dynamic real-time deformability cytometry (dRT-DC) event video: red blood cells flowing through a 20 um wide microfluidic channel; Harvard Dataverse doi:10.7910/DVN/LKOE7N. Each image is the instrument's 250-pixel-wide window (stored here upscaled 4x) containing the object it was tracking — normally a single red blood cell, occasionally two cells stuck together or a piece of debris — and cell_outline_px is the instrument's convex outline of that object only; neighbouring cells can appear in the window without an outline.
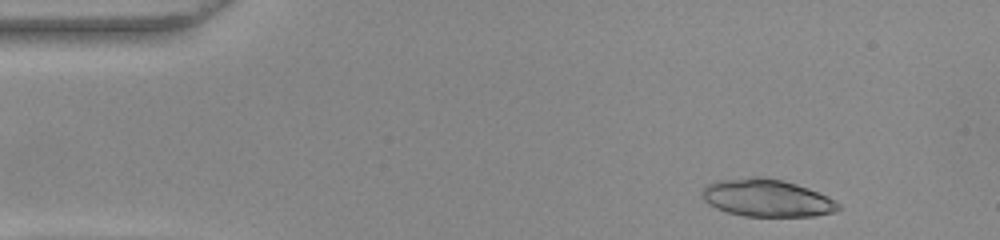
{"species": "common noctule bat (a hibernating species)", "species_latin": "Nyctalus noctula", "temperature_condition": "warm", "stored_images_in_passage": 49, "camera_frame_rate_fps": 3000, "um_per_image_px": 0.085, "animal": {"sex": "female", "body_mass_g": 22.0, "forearm_length_mm": 56.7}, "frame": {"image": 1, "passage_image": 3, "time_ms": 0.667, "image_size_px": [1000, 240], "cell_outline_px": [[840, 208], [836, 212], [816, 216], [744, 216], [728, 212], [716, 208], [708, 204], [704, 200], [700, 192], [708, 184], [720, 180], [748, 176], [760, 176], [784, 180], [808, 188], [828, 196], [840, 204]], "centroid_in_image_um": [65.19, 16.82], "position_along_channel_um": 19.8, "area_um2": 29.94}}
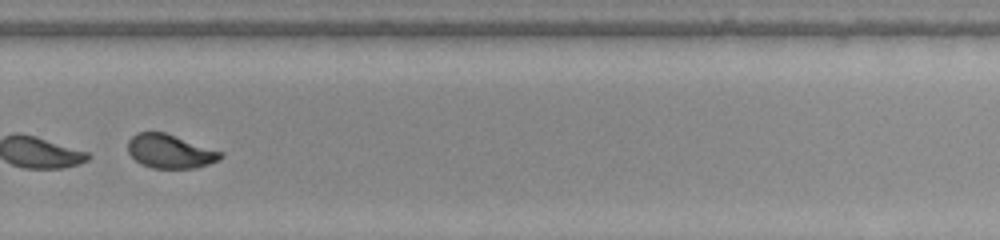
{"frame": {"image": 2, "passage_image": 33, "time_ms": 10.667, "image_size_px": [1000, 240], "cell_outline_px": [[224, 156], [220, 160], [196, 168], [152, 168], [140, 164], [128, 152], [128, 140], [136, 132], [164, 132], [224, 152]], "centroid_in_image_um": [14.47, 12.86], "position_along_channel_um": 315.3, "area_um2": 18.38}, "authors_computed_cell_mechanics": {"area_um2": 29.1312, "velocity_mm_per_s": 3.871, "shape_relaxation_time_tau1_ms": 0.7544, "shape_relaxation_time_tau2_ms": 1.0144, "deformation_change_tau1": 0.2627, "deformation_change_tau2": 0.0692}}